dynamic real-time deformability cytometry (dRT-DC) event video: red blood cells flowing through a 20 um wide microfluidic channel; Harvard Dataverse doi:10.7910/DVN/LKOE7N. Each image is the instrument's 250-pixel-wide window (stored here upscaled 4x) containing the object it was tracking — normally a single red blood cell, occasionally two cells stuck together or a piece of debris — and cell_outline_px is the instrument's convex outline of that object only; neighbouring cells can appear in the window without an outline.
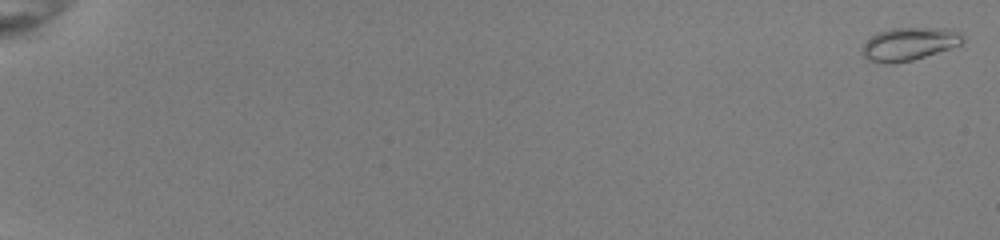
{"species": "common noctule bat (a hibernating species)", "species_latin": "Nyctalus noctula", "temperature_condition": "room temperature", "stored_images_in_passage": 55, "camera_frame_rate_fps": 3000, "um_per_image_px": 0.085, "animal": {"sex": "female", "body_mass_g": 22.0, "forearm_length_mm": 56.7}, "frame": {"image": 1, "passage_image": 2, "time_ms": 0.333, "image_size_px": [1000, 240], "cell_outline_px": [[964, 40], [960, 44], [912, 60], [888, 64], [884, 64], [868, 60], [864, 56], [860, 48], [876, 32], [892, 28], [952, 28]], "centroid_in_image_um": [77.2, 3.73], "position_along_channel_um": 7.8, "area_um2": 19.02}}
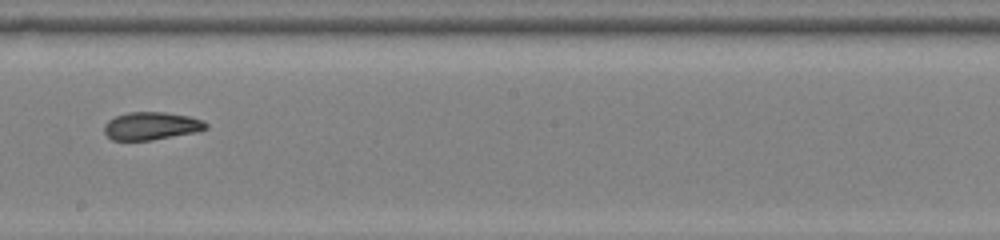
{"frame": {"image": 2, "passage_image": 35, "time_ms": 11.333, "image_size_px": [1000, 240], "cell_outline_px": [[208, 128], [196, 132], [152, 140], [112, 140], [104, 132], [104, 124], [108, 120], [116, 116], [128, 112], [164, 112], [188, 116], [204, 120], [208, 124]], "centroid_in_image_um": [12.87, 10.7], "position_along_channel_um": 235.3, "area_um2": 16.53}}
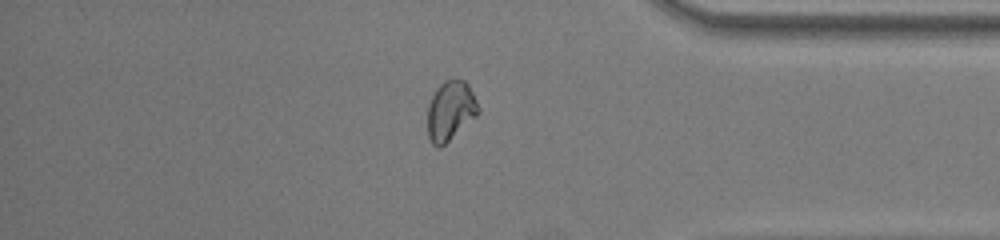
{"frame": {"image": 3, "passage_image": 48, "time_ms": 15.667, "image_size_px": [1000, 240], "cell_outline_px": [[480, 112], [476, 116], [440, 148], [436, 148], [432, 144], [428, 136], [428, 104], [436, 88], [444, 80], [452, 76], [456, 76], [464, 80], [468, 84], [480, 108]], "centroid_in_image_um": [38.28, 9.36], "position_along_channel_um": 396.9, "area_um2": 17.86}, "authors_computed_cell_mechanics": {"area_um2": 17.5134, "velocity_mm_per_s": 4.0107, "shape_relaxation_time_tau1_ms": 8.8869, "shape_relaxation_time_tau2_ms": 1.8259, "deformation_change_tau1": 0.2113, "deformation_change_tau2": 0.0571}}